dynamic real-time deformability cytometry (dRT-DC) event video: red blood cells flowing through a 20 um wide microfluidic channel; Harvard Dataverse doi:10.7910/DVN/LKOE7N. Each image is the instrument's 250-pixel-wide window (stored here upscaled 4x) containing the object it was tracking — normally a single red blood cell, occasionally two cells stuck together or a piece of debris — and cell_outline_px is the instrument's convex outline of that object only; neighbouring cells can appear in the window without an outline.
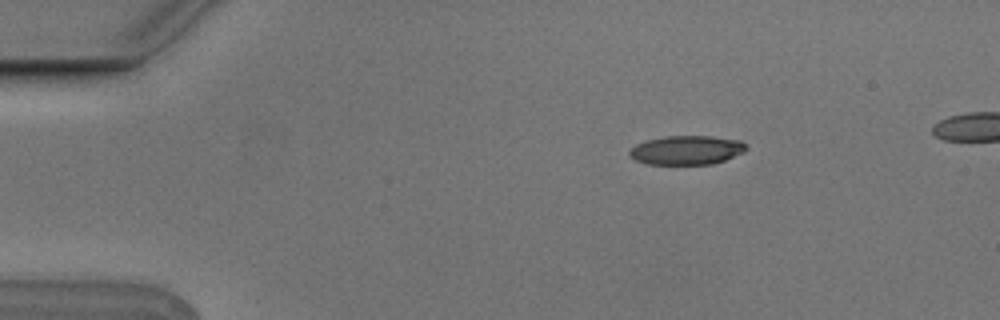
{"species": "Egyptian fruit bat (a non-hibernating species)", "species_latin": "Rousettus aegyptiacus", "temperature_condition": "cold", "stored_images_in_passage": 3, "camera_frame_rate_fps": 3000, "um_per_image_px": 0.085, "animal": {"sex": "male"}, "frame": {"image": 1, "passage_image": 3, "time_ms": 0.667, "image_size_px": [1000, 320], "cell_outline_px": [[748, 148], [744, 152], [724, 160], [712, 164], [648, 164], [636, 160], [628, 152], [636, 144], [644, 140], [664, 136], [712, 136], [740, 140], [748, 144]], "centroid_in_image_um": [58.4, 12.75], "position_along_channel_um": 26.6, "area_um2": 19.83}}